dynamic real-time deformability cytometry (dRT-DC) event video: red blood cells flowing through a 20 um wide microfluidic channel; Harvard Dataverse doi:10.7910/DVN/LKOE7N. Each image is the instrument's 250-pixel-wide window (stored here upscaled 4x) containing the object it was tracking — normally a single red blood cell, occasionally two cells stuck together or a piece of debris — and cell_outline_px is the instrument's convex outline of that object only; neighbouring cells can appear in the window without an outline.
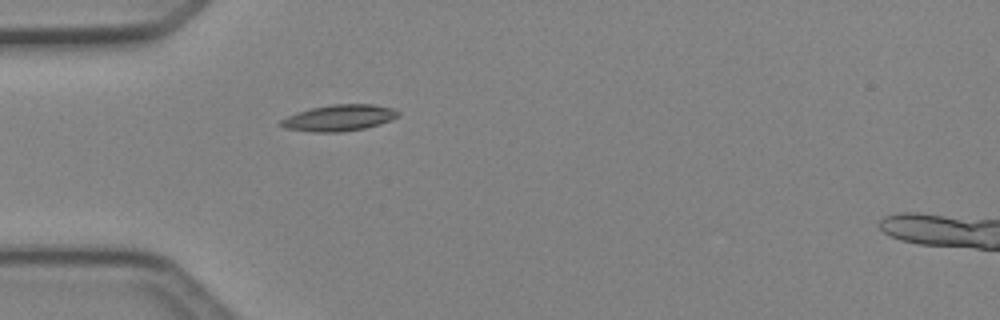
{"species": "Egyptian fruit bat (a non-hibernating species)", "species_latin": "Rousettus aegyptiacus", "temperature_condition": "cold", "stored_images_in_passage": 32, "camera_frame_rate_fps": 3000, "um_per_image_px": 0.085, "animal": {"sex": "female"}, "frame": {"image": 1, "passage_image": 1, "time_ms": 0.0, "image_size_px": [1000, 320], "cell_outline_px": [[400, 116], [392, 120], [380, 124], [364, 128], [340, 132], [312, 132], [284, 128], [276, 124], [280, 120], [296, 112], [312, 108], [332, 104], [372, 104], [392, 108], [400, 112]], "centroid_in_image_um": [28.81, 10.02], "position_along_channel_um": 56.2, "area_um2": 18.09}}
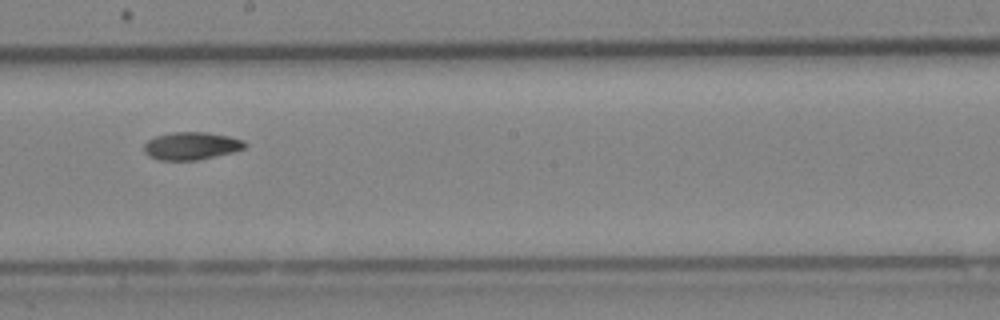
{"frame": {"image": 2, "passage_image": 14, "time_ms": 4.333, "image_size_px": [1000, 320], "cell_outline_px": [[248, 144], [244, 148], [232, 152], [196, 160], [160, 160], [148, 156], [144, 152], [144, 144], [148, 140], [156, 136], [172, 132], [208, 132], [228, 136], [244, 140]], "centroid_in_image_um": [16.25, 12.39], "position_along_channel_um": 231.9, "area_um2": 16.24}}
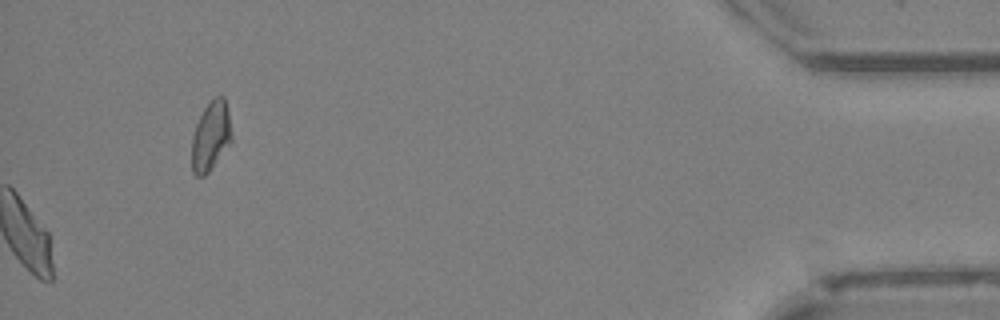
{"frame": {"image": 3, "passage_image": 32, "time_ms": 10.333, "image_size_px": [1000, 320], "cell_outline_px": [[232, 140], [208, 172], [204, 176], [196, 176], [192, 172], [192, 136], [196, 124], [204, 108], [216, 96], [224, 96], [228, 112], [232, 136]], "centroid_in_image_um": [17.91, 11.57], "position_along_channel_um": 417.3, "area_um2": 15.84}, "authors_computed_cell_mechanics": {"area_um2": 16.6464, "velocity_mm_per_s": 4.2177, "shape_relaxation_time_tau1_ms": null, "shape_relaxation_time_tau2_ms": 3.4863, "deformation_change_tau1": null, "deformation_change_tau2": 0.0761}}